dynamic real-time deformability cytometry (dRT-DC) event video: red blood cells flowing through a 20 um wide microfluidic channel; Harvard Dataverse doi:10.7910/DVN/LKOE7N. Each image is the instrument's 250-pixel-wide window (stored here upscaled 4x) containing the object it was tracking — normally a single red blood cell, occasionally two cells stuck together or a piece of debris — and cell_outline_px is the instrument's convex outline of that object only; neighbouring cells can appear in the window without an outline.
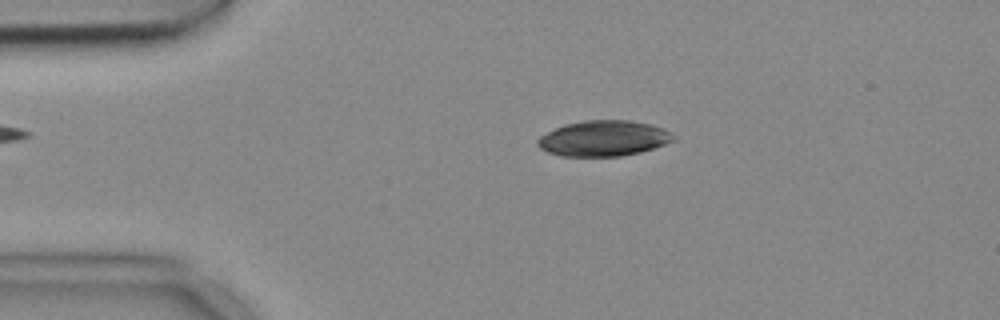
{"species": "common noctule bat (a hibernating species)", "species_latin": "Nyctalus noctula", "temperature_condition": "cold", "stored_images_in_passage": 45, "camera_frame_rate_fps": 3000, "um_per_image_px": 0.085, "animal": {"sex": "female", "body_mass_g": 18.4}, "frame": {"image": 1, "passage_image": 2, "time_ms": 0.333, "image_size_px": [1000, 320], "cell_outline_px": [[676, 140], [640, 152], [620, 156], [560, 156], [548, 152], [540, 148], [536, 144], [536, 140], [540, 136], [564, 124], [584, 120], [628, 120], [652, 124], [664, 128], [672, 132], [676, 136]], "centroid_in_image_um": [51.32, 11.75], "position_along_channel_um": 33.7, "area_um2": 28.32}}
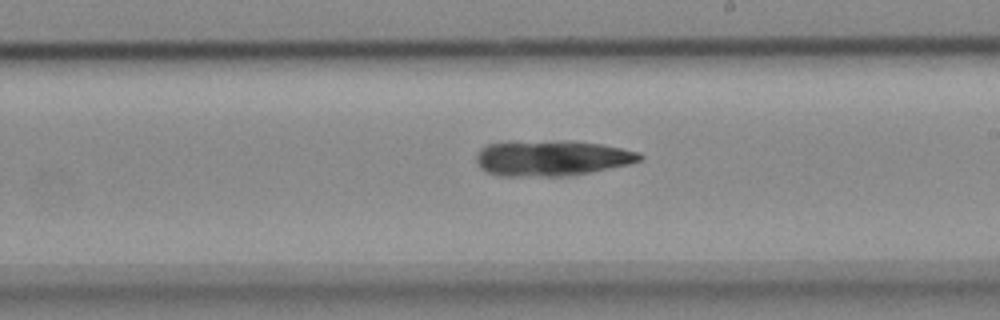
{"frame": {"image": 2, "passage_image": 22, "time_ms": 7.0, "image_size_px": [1000, 320], "cell_outline_px": [[644, 156], [640, 160], [628, 164], [568, 176], [500, 176], [488, 172], [480, 168], [476, 164], [476, 156], [480, 148], [488, 144], [512, 140], [576, 140], [600, 144], [640, 152]], "centroid_in_image_um": [46.84, 13.41], "position_along_channel_um": 242.2, "area_um2": 34.45}}
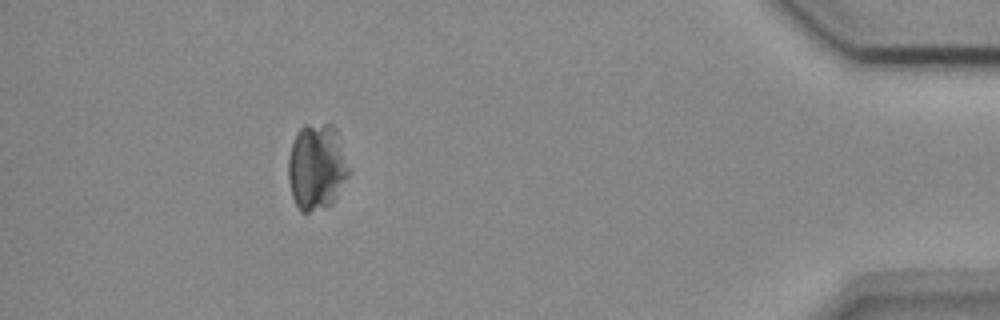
{"frame": {"image": 3, "passage_image": 40, "time_ms": 13.0, "image_size_px": [1000, 320], "cell_outline_px": [[352, 172], [332, 204], [308, 212], [300, 212], [292, 196], [288, 180], [288, 156], [296, 132], [304, 124], [332, 124], [336, 128]], "centroid_in_image_um": [26.94, 14.17], "position_along_channel_um": 408.3, "area_um2": 30.92}}